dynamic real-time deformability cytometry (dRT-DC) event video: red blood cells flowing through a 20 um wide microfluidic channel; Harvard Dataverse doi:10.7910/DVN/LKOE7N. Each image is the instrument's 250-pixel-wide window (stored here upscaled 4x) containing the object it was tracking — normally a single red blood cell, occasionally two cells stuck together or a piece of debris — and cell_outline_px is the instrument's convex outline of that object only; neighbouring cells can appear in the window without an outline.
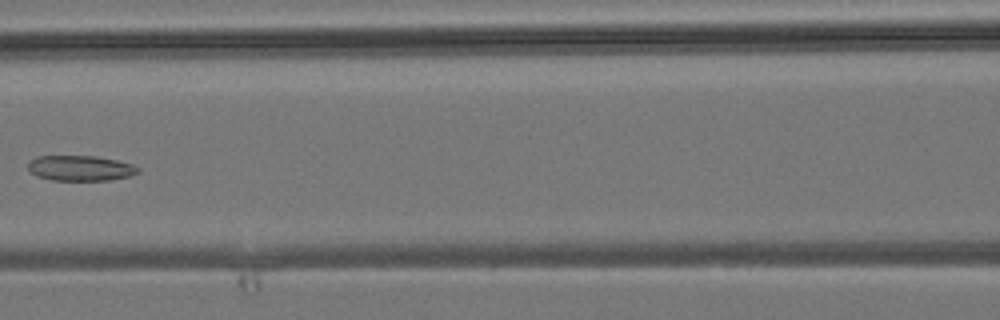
{"species": "common noctule bat (a hibernating species)", "species_latin": "Nyctalus noctula", "temperature_condition": "room temperature", "stored_images_in_passage": 7, "camera_frame_rate_fps": 3000, "um_per_image_px": 0.085, "animal": {"sex": "male", "body_mass_g": 19.2, "forearm_length_mm": 51.8}, "frame": {"image": 1, "passage_image": 7, "time_ms": 7.0, "image_size_px": [1000, 320], "cell_outline_px": [[140, 172], [128, 176], [108, 180], [52, 180], [36, 176], [28, 168], [28, 164], [36, 156], [96, 156], [116, 160], [132, 164], [140, 168]], "centroid_in_image_um": [6.84, 14.29], "position_along_channel_um": 159.8, "area_um2": 16.13}}